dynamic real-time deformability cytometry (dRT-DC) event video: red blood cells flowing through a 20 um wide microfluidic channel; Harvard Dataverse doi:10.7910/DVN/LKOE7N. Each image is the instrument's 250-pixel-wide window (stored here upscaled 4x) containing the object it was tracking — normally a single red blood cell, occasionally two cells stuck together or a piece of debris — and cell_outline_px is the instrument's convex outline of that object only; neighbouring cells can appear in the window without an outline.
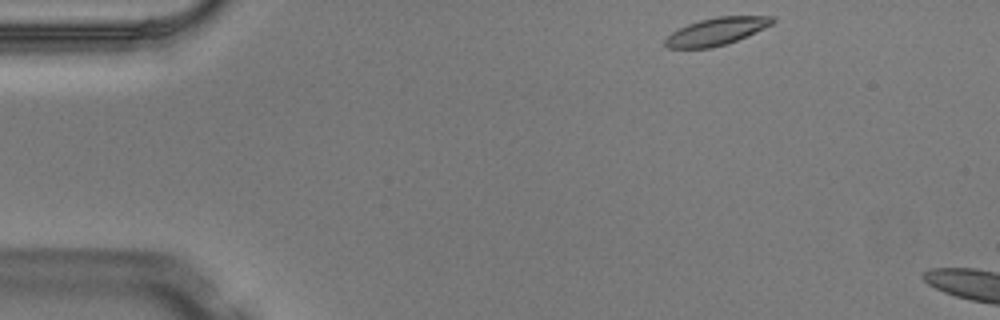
{"species": "Egyptian fruit bat (a non-hibernating species)", "species_latin": "Rousettus aegyptiacus", "temperature_condition": "warm", "stored_images_in_passage": 2, "camera_frame_rate_fps": 3000, "um_per_image_px": 0.085, "animal": {"sex": "male"}, "frame": {"image": 1, "passage_image": 1, "time_ms": 0.0, "image_size_px": [1000, 320], "cell_outline_px": [[776, 20], [772, 24], [764, 28], [736, 40], [712, 48], [668, 48], [664, 44], [664, 40], [672, 32], [688, 24], [700, 20], [716, 16], [776, 16]], "centroid_in_image_um": [60.9, 2.66], "position_along_channel_um": 24.1, "area_um2": 16.99}}